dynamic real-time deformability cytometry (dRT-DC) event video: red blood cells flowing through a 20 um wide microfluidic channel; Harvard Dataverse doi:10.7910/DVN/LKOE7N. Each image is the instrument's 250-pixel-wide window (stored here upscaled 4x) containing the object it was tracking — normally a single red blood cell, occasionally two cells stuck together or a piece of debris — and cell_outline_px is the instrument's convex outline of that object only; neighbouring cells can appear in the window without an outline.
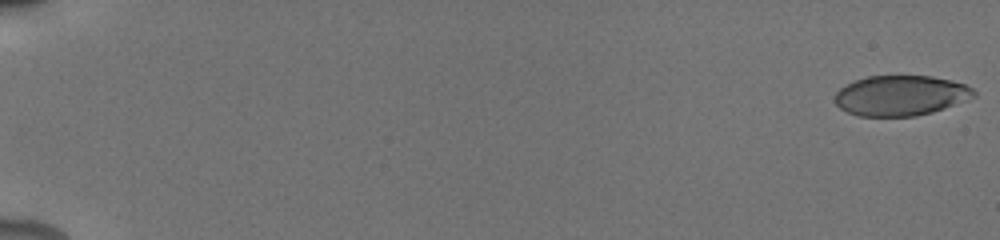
{"species": "human", "species_latin": "Homo sapiens", "temperature_condition": "cold", "stored_images_in_passage": 41, "camera_frame_rate_fps": 3000, "um_per_image_px": 0.085, "donor": {"sex": "male"}, "frame": {"image": 1, "passage_image": 1, "time_ms": 0.0, "image_size_px": [1000, 240], "cell_outline_px": [[976, 96], [944, 108], [932, 112], [916, 116], [860, 116], [848, 112], [840, 108], [832, 100], [836, 92], [840, 88], [856, 80], [868, 76], [932, 76], [952, 80], [964, 84], [972, 88], [976, 92]], "centroid_in_image_um": [76.55, 8.12], "position_along_channel_um": 8.5, "area_um2": 32.54}}
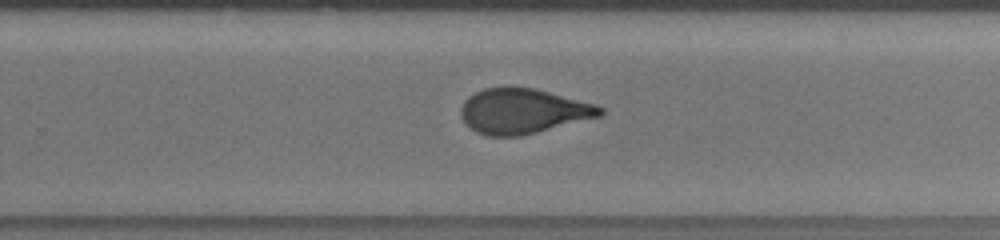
{"frame": {"image": 2, "passage_image": 33, "time_ms": 12.333, "image_size_px": [1000, 240], "cell_outline_px": [[604, 112], [600, 116], [520, 136], [488, 136], [476, 132], [460, 116], [460, 108], [464, 100], [468, 96], [484, 88], [536, 88], [596, 104], [604, 108]], "centroid_in_image_um": [44.45, 9.44], "position_along_channel_um": 285.3, "area_um2": 36.24}}
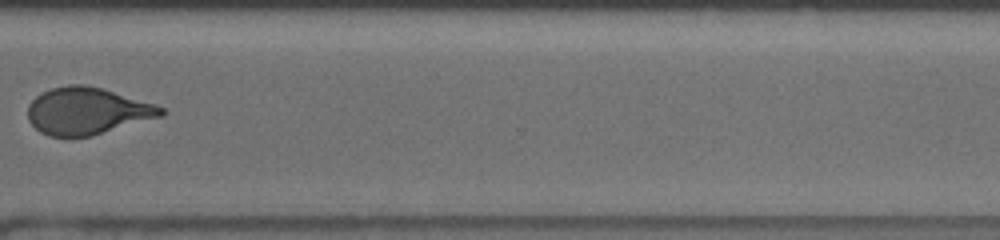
{"frame": {"image": 3, "passage_image": 36, "time_ms": 14.333, "image_size_px": [1000, 240], "cell_outline_px": [[168, 112], [164, 116], [88, 136], [48, 136], [40, 132], [28, 120], [28, 104], [36, 96], [52, 88], [68, 84], [84, 84], [100, 88], [156, 104], [164, 108]], "centroid_in_image_um": [7.42, 9.43], "position_along_channel_um": 363.2, "area_um2": 36.3}, "authors_computed_cell_mechanics": {"area_um2": 36.5296, "velocity_mm_per_s": 3.8791, "shape_relaxation_time_tau1_ms": 4.3135, "shape_relaxation_time_tau2_ms": 0.9019, "deformation_change_tau1": 0.1472, "deformation_change_tau2": 0.0625}}